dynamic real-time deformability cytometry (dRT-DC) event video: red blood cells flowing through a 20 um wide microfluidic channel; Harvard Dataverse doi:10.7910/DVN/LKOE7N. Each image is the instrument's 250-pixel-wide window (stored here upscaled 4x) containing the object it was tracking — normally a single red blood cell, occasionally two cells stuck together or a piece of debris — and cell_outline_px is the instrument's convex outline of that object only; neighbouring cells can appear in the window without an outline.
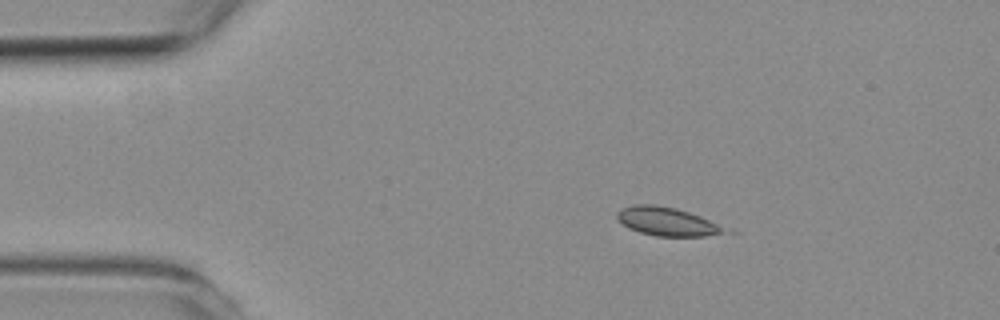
{"species": "common noctule bat (a hibernating species)", "species_latin": "Nyctalus noctula", "temperature_condition": "room temperature", "stored_images_in_passage": 3, "camera_frame_rate_fps": 3000, "um_per_image_px": 0.085, "animal": {"sex": "female", "body_mass_g": 19.3, "forearm_length_mm": 54.1}, "frame": {"image": 1, "passage_image": 1, "time_ms": 0.0, "image_size_px": [1000, 320], "cell_outline_px": [[724, 228], [720, 232], [704, 236], [656, 236], [640, 232], [628, 228], [616, 216], [616, 212], [624, 208], [636, 204], [656, 204], [676, 208], [700, 216]], "centroid_in_image_um": [56.59, 18.81], "position_along_channel_um": 28.4, "area_um2": 17.28}}